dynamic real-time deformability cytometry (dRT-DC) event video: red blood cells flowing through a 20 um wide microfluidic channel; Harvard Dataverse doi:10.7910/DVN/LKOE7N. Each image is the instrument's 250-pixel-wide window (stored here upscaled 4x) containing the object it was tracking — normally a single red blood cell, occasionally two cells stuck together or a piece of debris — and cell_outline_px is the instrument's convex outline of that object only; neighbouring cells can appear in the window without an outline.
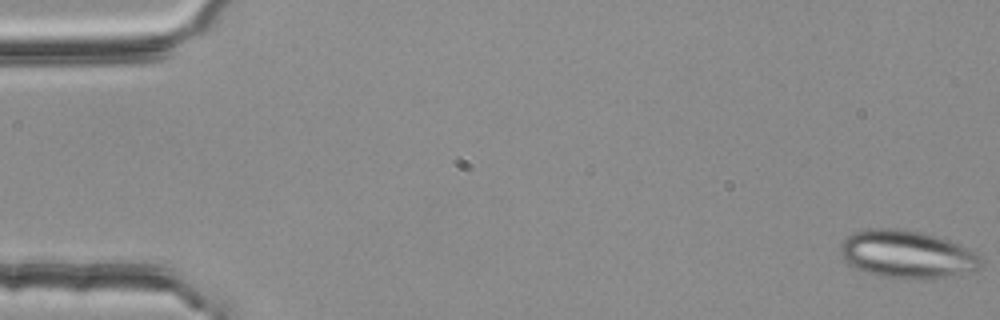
{"species": "common noctule bat (a hibernating species)", "species_latin": "Nyctalus noctula", "temperature_condition": "room temperature", "stored_images_in_passage": 53, "camera_frame_rate_fps": 3000, "um_per_image_px": 0.085, "animal": {"sex": "female", "body_mass_g": 25.1}, "frame": {"image": 1, "passage_image": 1, "time_ms": 0.0, "image_size_px": [1000, 320], "cell_outline_px": [[984, 264], [980, 268], [944, 276], [920, 280], [916, 280], [880, 276], [856, 268], [848, 264], [844, 260], [840, 252], [840, 244], [848, 236], [856, 232], [868, 228], [900, 228], [924, 232], [948, 240], [976, 252], [984, 260]], "centroid_in_image_um": [77.09, 21.6], "position_along_channel_um": 7.9, "area_um2": 39.13}}
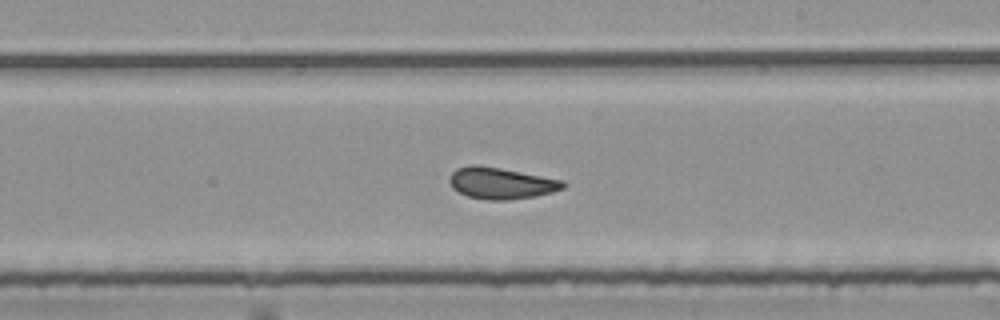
{"frame": {"image": 2, "passage_image": 32, "time_ms": 10.333, "image_size_px": [1000, 320], "cell_outline_px": [[564, 188], [552, 192], [532, 196], [508, 200], [488, 200], [468, 196], [452, 188], [448, 180], [452, 172], [456, 168], [468, 164], [480, 164], [564, 180]], "centroid_in_image_um": [42.54, 15.55], "position_along_channel_um": 246.5, "area_um2": 20.87}}
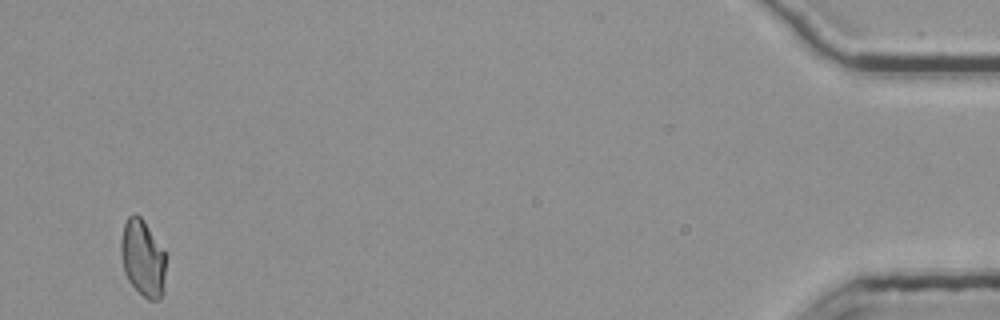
{"frame": {"image": 3, "passage_image": 53, "time_ms": 17.333, "image_size_px": [1000, 320], "cell_outline_px": [[168, 256], [164, 292], [160, 300], [148, 300], [128, 280], [124, 272], [120, 252], [120, 240], [124, 224], [128, 216], [132, 212], [136, 212], [144, 220]], "centroid_in_image_um": [12.17, 21.93], "position_along_channel_um": 423.0, "area_um2": 20.81}, "authors_computed_cell_mechanics": {"area_um2": 21.0392, "velocity_mm_per_s": 3.7661, "shape_relaxation_time_tau1_ms": 7.5312, "shape_relaxation_time_tau2_ms": 1.6392, "deformation_change_tau1": 0.1262, "deformation_change_tau2": 0.0673}}